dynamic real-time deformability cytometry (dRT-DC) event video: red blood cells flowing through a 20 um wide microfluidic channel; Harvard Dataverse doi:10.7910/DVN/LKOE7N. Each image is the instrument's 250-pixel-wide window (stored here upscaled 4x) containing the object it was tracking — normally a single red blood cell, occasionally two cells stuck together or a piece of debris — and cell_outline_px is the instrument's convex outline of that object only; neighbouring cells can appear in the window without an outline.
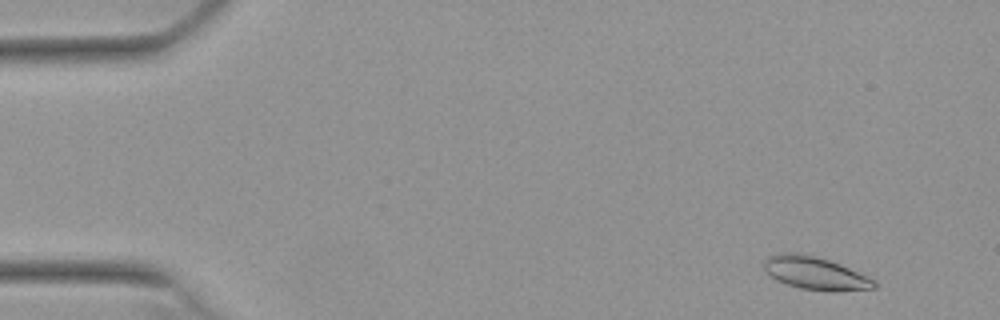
{"species": "Egyptian fruit bat (a non-hibernating species)", "species_latin": "Rousettus aegyptiacus", "temperature_condition": "warm", "stored_images_in_passage": 53, "camera_frame_rate_fps": 3000, "um_per_image_px": 0.085, "animal": {"sex": "female"}, "frame": {"image": 1, "passage_image": 4, "time_ms": 1.0, "image_size_px": [1000, 320], "cell_outline_px": [[876, 288], [836, 292], [824, 292], [800, 288], [776, 280], [764, 268], [764, 260], [768, 256], [780, 252], [792, 252], [812, 256], [828, 260], [840, 264], [868, 276], [876, 280]], "centroid_in_image_um": [69.33, 23.24], "position_along_channel_um": 15.7, "area_um2": 21.15}}
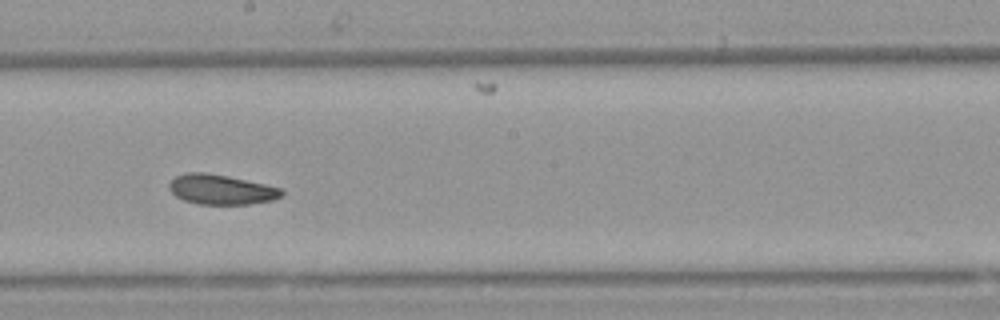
{"frame": {"image": 2, "passage_image": 30, "time_ms": 9.667, "image_size_px": [1000, 320], "cell_outline_px": [[284, 192], [280, 196], [272, 200], [248, 204], [196, 204], [184, 200], [176, 196], [168, 188], [168, 184], [176, 176], [188, 172], [204, 172], [228, 176], [264, 184], [280, 188]], "centroid_in_image_um": [18.76, 16.11], "position_along_channel_um": 229.4, "area_um2": 19.42}}
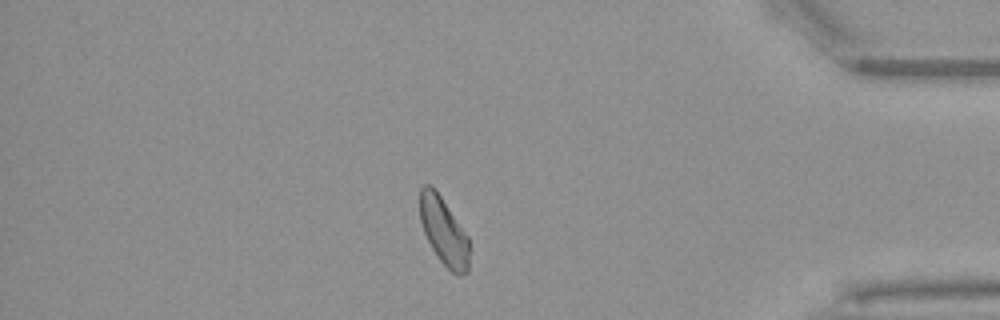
{"frame": {"image": 3, "passage_image": 46, "time_ms": 15.0, "image_size_px": [1000, 320], "cell_outline_px": [[468, 272], [460, 276], [456, 276], [440, 260], [432, 248], [424, 232], [420, 220], [420, 188], [424, 184], [432, 184], [468, 236]], "centroid_in_image_um": [37.71, 19.65], "position_along_channel_um": 397.5, "area_um2": 19.25}, "authors_computed_cell_mechanics": {"area_um2": 20.23, "velocity_mm_per_s": 3.8018, "shape_relaxation_time_tau1_ms": 9.0167, "shape_relaxation_time_tau2_ms": 4.0628, "deformation_change_tau1": 0.1749, "deformation_change_tau2": 0.0992}}